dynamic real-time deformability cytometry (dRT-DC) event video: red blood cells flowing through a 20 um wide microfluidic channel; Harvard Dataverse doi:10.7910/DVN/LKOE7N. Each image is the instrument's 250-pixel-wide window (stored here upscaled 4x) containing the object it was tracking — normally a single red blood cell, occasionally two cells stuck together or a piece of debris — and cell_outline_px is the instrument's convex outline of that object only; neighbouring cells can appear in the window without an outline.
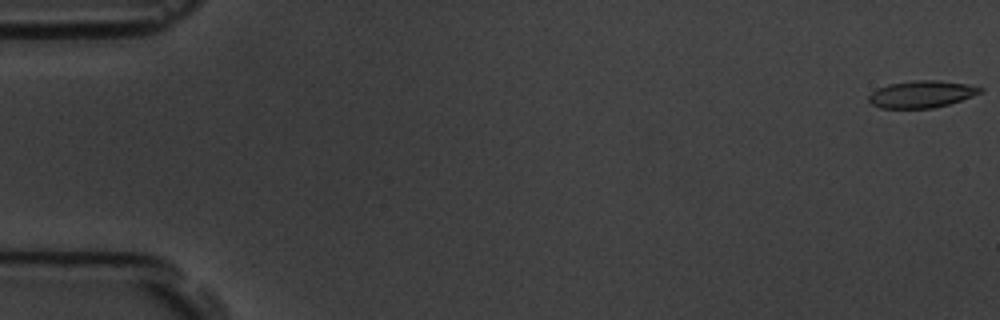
{"species": "common noctule bat (a hibernating species)", "species_latin": "Nyctalus noctula", "temperature_condition": "room temperature", "stored_images_in_passage": 6, "camera_frame_rate_fps": 3000, "um_per_image_px": 0.085, "animal": {"sex": "male", "body_mass_g": 19.5, "forearm_length_mm": 54.6}, "frame": {"image": 1, "passage_image": 1, "time_ms": 0.0, "image_size_px": [1000, 320], "cell_outline_px": [[984, 92], [948, 104], [932, 108], [880, 108], [872, 104], [868, 100], [868, 96], [876, 88], [888, 84], [916, 80], [940, 80], [968, 84], [984, 88]], "centroid_in_image_um": [78.34, 7.99], "position_along_channel_um": 6.7, "area_um2": 17.63}}
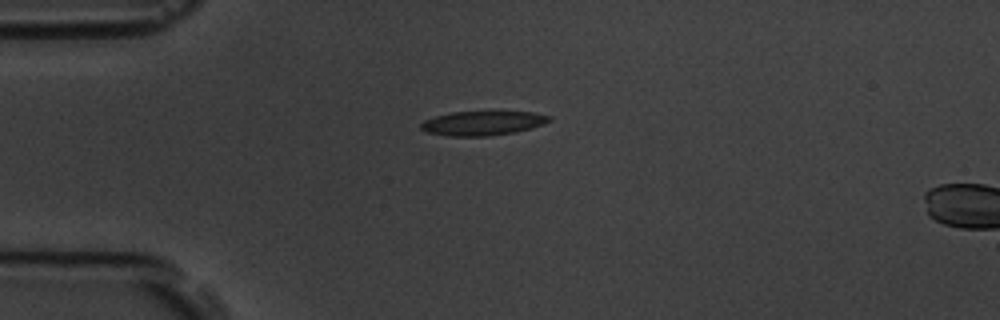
{"frame": {"image": 2, "passage_image": 5, "time_ms": 4.667, "image_size_px": [1000, 320], "cell_outline_px": [[552, 120], [544, 124], [532, 128], [516, 132], [488, 136], [448, 136], [424, 132], [420, 128], [420, 124], [424, 120], [436, 116], [452, 112], [532, 112], [552, 116]], "centroid_in_image_um": [41.03, 10.48], "position_along_channel_um": 44.0, "area_um2": 18.26}}